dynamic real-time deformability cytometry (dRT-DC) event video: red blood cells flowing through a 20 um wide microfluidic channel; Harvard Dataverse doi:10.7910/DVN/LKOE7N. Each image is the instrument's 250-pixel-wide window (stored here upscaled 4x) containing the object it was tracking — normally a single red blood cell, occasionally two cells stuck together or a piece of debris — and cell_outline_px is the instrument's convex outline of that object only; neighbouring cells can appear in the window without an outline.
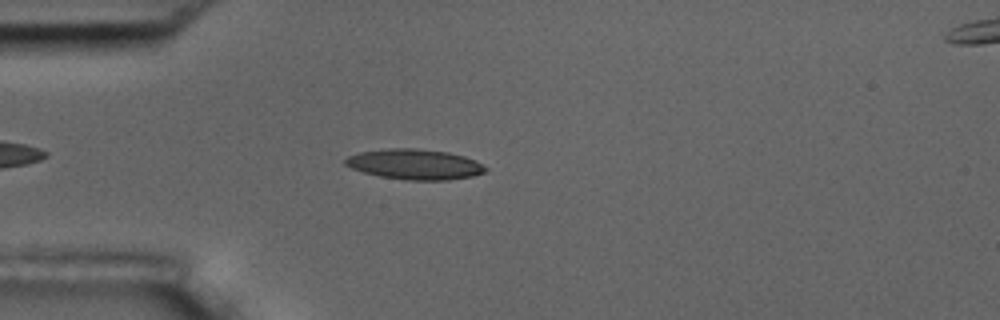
{"species": "common noctule bat (a hibernating species)", "species_latin": "Nyctalus noctula", "temperature_condition": "room temperature", "stored_images_in_passage": 4, "camera_frame_rate_fps": 3000, "um_per_image_px": 0.085, "animal": {"sex": "male", "body_mass_g": 17.5, "forearm_length_mm": 52.3}, "frame": {"image": 1, "passage_image": 4, "time_ms": 4.333, "image_size_px": [1000, 320], "cell_outline_px": [[488, 168], [484, 172], [472, 176], [448, 180], [404, 180], [380, 176], [364, 172], [352, 168], [344, 164], [344, 160], [348, 156], [360, 152], [388, 148], [416, 148], [448, 152], [464, 156], [476, 160]], "centroid_in_image_um": [35.26, 13.96], "position_along_channel_um": 49.7, "area_um2": 24.8}}